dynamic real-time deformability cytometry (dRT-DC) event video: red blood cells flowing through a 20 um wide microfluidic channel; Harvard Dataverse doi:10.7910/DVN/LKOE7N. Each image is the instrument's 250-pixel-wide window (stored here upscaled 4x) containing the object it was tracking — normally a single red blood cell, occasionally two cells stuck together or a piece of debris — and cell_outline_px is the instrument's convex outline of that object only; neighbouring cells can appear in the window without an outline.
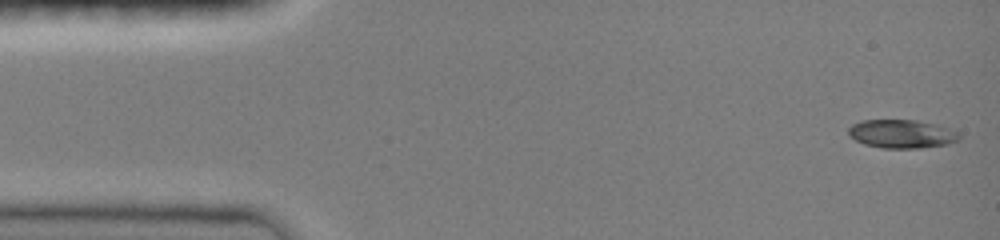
{"species": "common noctule bat (a hibernating species)", "species_latin": "Nyctalus noctula", "temperature_condition": "room temperature", "stored_images_in_passage": 47, "camera_frame_rate_fps": 3000, "um_per_image_px": 0.085, "animal": {"sex": "female", "body_mass_g": 19.0, "forearm_length_mm": 51.5}, "frame": {"image": 1, "passage_image": 1, "time_ms": 0.0, "image_size_px": [1000, 240], "cell_outline_px": [[960, 140], [948, 144], [920, 148], [880, 148], [864, 144], [848, 136], [848, 128], [852, 124], [864, 120], [916, 120], [936, 124], [948, 128], [956, 132], [960, 136]], "centroid_in_image_um": [76.63, 11.38], "position_along_channel_um": 8.4, "area_um2": 18.44}}
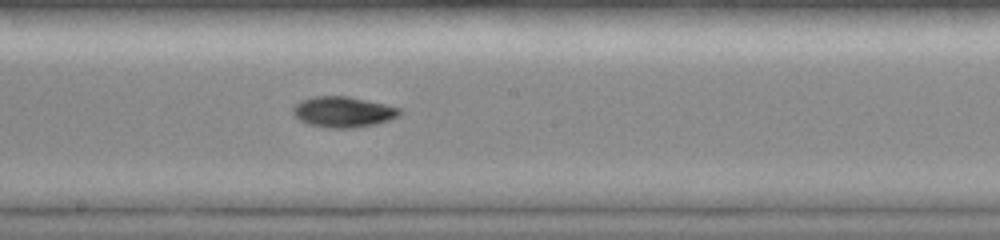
{"frame": {"image": 2, "passage_image": 25, "time_ms": 8.0, "image_size_px": [1000, 240], "cell_outline_px": [[404, 112], [388, 120], [376, 124], [352, 128], [332, 128], [308, 124], [300, 120], [292, 112], [292, 108], [300, 100], [312, 96], [348, 96], [384, 104], [400, 108]], "centroid_in_image_um": [29.15, 9.5], "position_along_channel_um": 219.1, "area_um2": 19.02}}
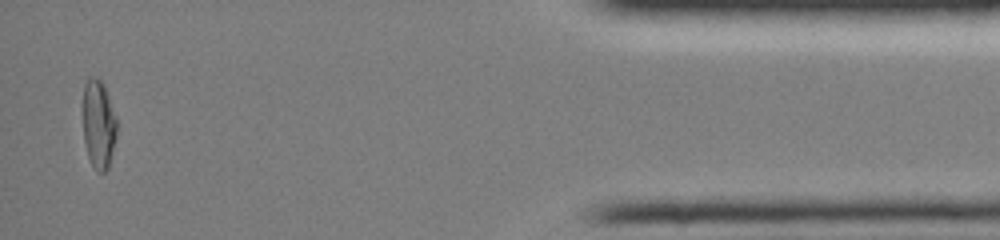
{"frame": {"image": 3, "passage_image": 45, "time_ms": 14.667, "image_size_px": [1000, 240], "cell_outline_px": [[116, 136], [108, 168], [104, 172], [100, 172], [92, 164], [88, 156], [84, 140], [80, 108], [84, 84], [88, 76], [96, 76], [104, 84], [116, 116]], "centroid_in_image_um": [8.33, 10.46], "position_along_channel_um": 426.9, "area_um2": 18.09}, "authors_computed_cell_mechanics": {"area_um2": 17.918, "velocity_mm_per_s": 4.0727, "shape_relaxation_time_tau1_ms": 6.1897, "shape_relaxation_time_tau2_ms": null, "deformation_change_tau1": 0.2378, "deformation_change_tau2": null}}